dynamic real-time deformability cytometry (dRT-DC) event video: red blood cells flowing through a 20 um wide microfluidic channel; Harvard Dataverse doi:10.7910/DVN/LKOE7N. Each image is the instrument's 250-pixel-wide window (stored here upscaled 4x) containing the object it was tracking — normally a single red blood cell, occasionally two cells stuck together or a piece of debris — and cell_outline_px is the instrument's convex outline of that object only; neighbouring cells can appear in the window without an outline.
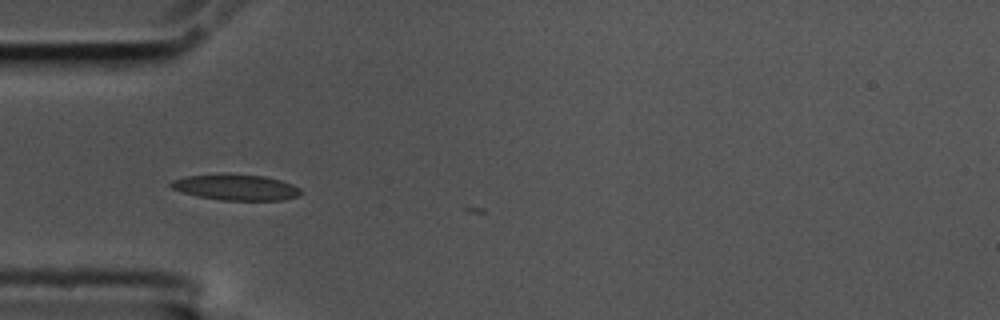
{"species": "common noctule bat (a hibernating species)", "species_latin": "Nyctalus noctula", "temperature_condition": "cold", "stored_images_in_passage": 3, "camera_frame_rate_fps": 3000, "um_per_image_px": 0.085, "animal": {"sex": "male", "body_mass_g": 17.5, "forearm_length_mm": 52.3}, "frame": {"image": 1, "passage_image": 1, "time_ms": 0.0, "image_size_px": [1000, 320], "cell_outline_px": [[304, 192], [300, 196], [284, 200], [220, 200], [196, 196], [172, 188], [168, 184], [172, 180], [184, 176], [264, 176], [280, 180], [292, 184], [300, 188]], "centroid_in_image_um": [20.12, 15.96], "position_along_channel_um": 64.9, "area_um2": 18.96}}